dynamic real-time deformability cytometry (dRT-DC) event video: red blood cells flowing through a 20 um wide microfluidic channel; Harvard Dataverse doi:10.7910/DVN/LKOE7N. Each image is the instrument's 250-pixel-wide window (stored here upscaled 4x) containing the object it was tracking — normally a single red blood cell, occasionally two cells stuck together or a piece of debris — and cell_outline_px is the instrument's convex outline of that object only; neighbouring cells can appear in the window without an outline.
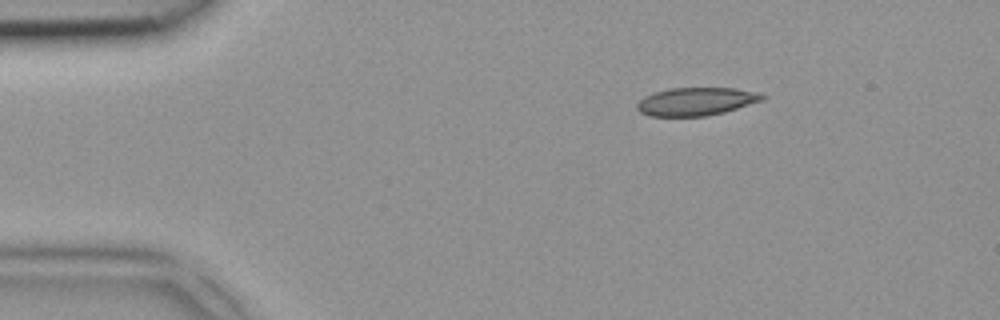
{"species": "common noctule bat (a hibernating species)", "species_latin": "Nyctalus noctula", "temperature_condition": "room temperature", "stored_images_in_passage": 3, "camera_frame_rate_fps": 3000, "um_per_image_px": 0.085, "animal": {"sex": "female", "body_mass_g": 18.4}, "frame": {"image": 1, "passage_image": 1, "time_ms": 0.0, "image_size_px": [1000, 320], "cell_outline_px": [[768, 96], [764, 100], [724, 112], [704, 116], [648, 116], [640, 112], [636, 108], [636, 104], [644, 96], [668, 88], [736, 88], [756, 92]], "centroid_in_image_um": [59.17, 8.62], "position_along_channel_um": 25.8, "area_um2": 20.52}}